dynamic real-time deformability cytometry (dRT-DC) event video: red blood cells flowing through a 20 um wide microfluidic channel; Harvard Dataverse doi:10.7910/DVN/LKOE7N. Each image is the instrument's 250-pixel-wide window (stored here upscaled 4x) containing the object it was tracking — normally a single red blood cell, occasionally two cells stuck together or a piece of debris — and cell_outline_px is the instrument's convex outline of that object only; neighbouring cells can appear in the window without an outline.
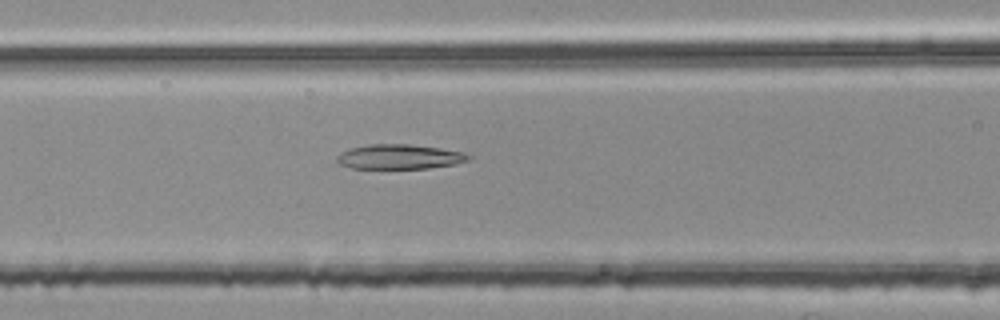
{"species": "common noctule bat (a hibernating species)", "species_latin": "Nyctalus noctula", "temperature_condition": "room temperature", "stored_images_in_passage": 37, "camera_frame_rate_fps": 3000, "um_per_image_px": 0.085, "animal": {"sex": "female", "body_mass_g": 25.1}, "frame": {"image": 1, "passage_image": 6, "time_ms": 1.667, "image_size_px": [1000, 320], "cell_outline_px": [[472, 160], [456, 164], [428, 168], [352, 168], [340, 164], [336, 160], [336, 156], [340, 152], [352, 148], [368, 144], [412, 144], [440, 148], [460, 152], [472, 156]], "centroid_in_image_um": [33.97, 13.32], "position_along_channel_um": 132.6, "area_um2": 18.96}}
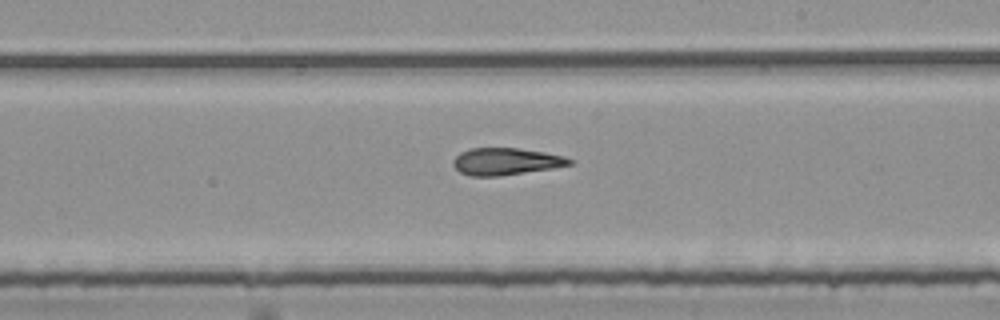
{"frame": {"image": 2, "passage_image": 15, "time_ms": 4.667, "image_size_px": [1000, 320], "cell_outline_px": [[576, 160], [572, 164], [552, 168], [500, 176], [472, 176], [460, 172], [452, 164], [452, 160], [460, 152], [468, 148], [516, 148], [544, 152], [564, 156]], "centroid_in_image_um": [43.0, 13.72], "position_along_channel_um": 246.0, "area_um2": 18.38}}
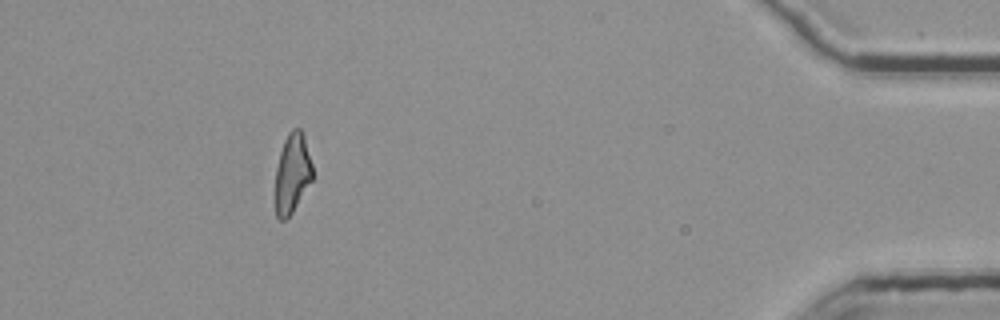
{"frame": {"image": 3, "passage_image": 33, "time_ms": 10.667, "image_size_px": [1000, 320], "cell_outline_px": [[312, 180], [292, 212], [284, 220], [280, 220], [276, 216], [276, 168], [280, 152], [284, 140], [288, 132], [292, 128], [300, 128], [304, 136], [312, 164]], "centroid_in_image_um": [24.84, 14.7], "position_along_channel_um": 410.4, "area_um2": 17.05}, "authors_computed_cell_mechanics": {"area_um2": 18.785, "velocity_mm_per_s": 3.786, "shape_relaxation_time_tau1_ms": null, "shape_relaxation_time_tau2_ms": 4.2725, "deformation_change_tau1": null, "deformation_change_tau2": 0.1692}}